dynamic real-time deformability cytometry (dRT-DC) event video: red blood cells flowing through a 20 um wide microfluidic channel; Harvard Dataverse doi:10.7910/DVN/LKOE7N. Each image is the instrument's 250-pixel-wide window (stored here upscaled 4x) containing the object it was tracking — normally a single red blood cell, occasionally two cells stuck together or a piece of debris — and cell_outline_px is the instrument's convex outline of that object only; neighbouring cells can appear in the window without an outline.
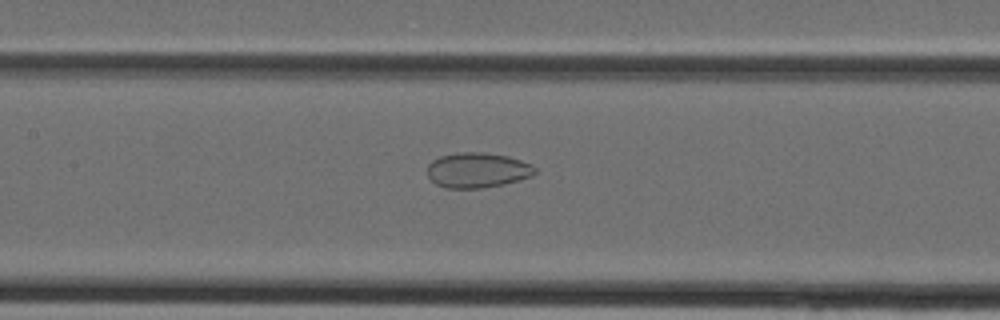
{"species": "Egyptian fruit bat (a non-hibernating species)", "species_latin": "Rousettus aegyptiacus", "temperature_condition": "cold", "stored_images_in_passage": 22, "camera_frame_rate_fps": 3000, "um_per_image_px": 0.085, "animal": {"sex": "female"}, "frame": {"image": 1, "passage_image": 8, "time_ms": 2.333, "image_size_px": [1000, 320], "cell_outline_px": [[536, 172], [532, 176], [504, 184], [480, 188], [444, 188], [436, 184], [428, 176], [428, 164], [432, 160], [440, 156], [460, 152], [480, 152], [508, 156], [532, 164], [536, 168]], "centroid_in_image_um": [40.58, 14.46], "position_along_channel_um": 166.8, "area_um2": 22.02}}
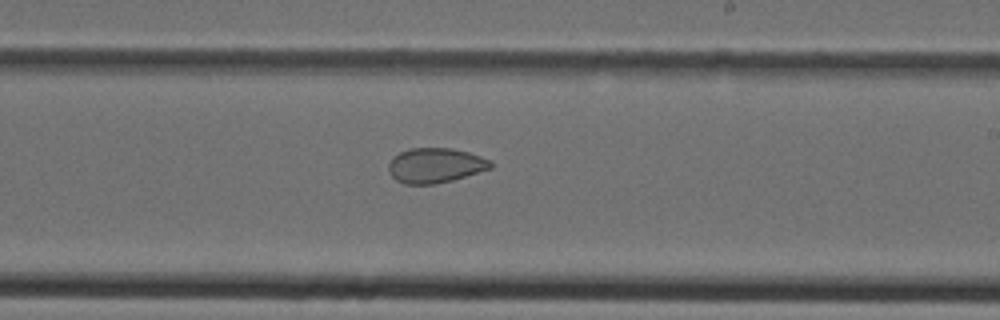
{"frame": {"image": 2, "passage_image": 13, "time_ms": 4.0, "image_size_px": [1000, 320], "cell_outline_px": [[492, 168], [452, 180], [432, 184], [404, 184], [396, 180], [388, 172], [388, 164], [392, 156], [408, 148], [452, 148], [468, 152], [492, 160]], "centroid_in_image_um": [36.97, 14.05], "position_along_channel_um": 252.0, "area_um2": 20.87}}
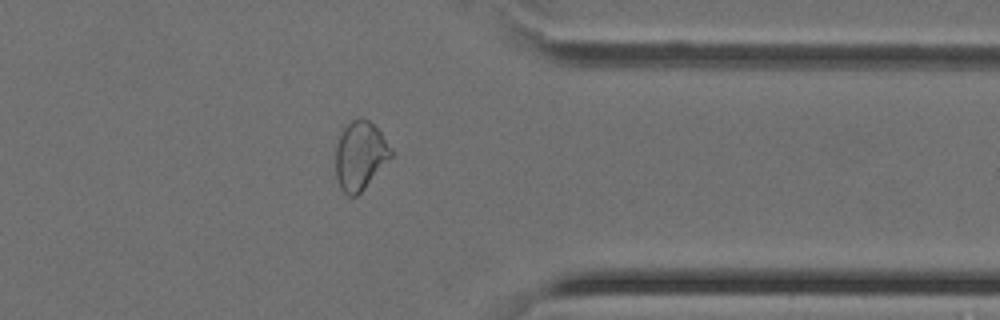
{"frame": {"image": 3, "passage_image": 21, "time_ms": 6.667, "image_size_px": [1000, 320], "cell_outline_px": [[392, 156], [364, 188], [356, 196], [348, 196], [340, 188], [336, 180], [336, 148], [340, 136], [344, 128], [352, 120], [360, 116], [368, 120], [380, 132], [392, 148]], "centroid_in_image_um": [30.6, 13.23], "position_along_channel_um": 380.8, "area_um2": 21.85}}